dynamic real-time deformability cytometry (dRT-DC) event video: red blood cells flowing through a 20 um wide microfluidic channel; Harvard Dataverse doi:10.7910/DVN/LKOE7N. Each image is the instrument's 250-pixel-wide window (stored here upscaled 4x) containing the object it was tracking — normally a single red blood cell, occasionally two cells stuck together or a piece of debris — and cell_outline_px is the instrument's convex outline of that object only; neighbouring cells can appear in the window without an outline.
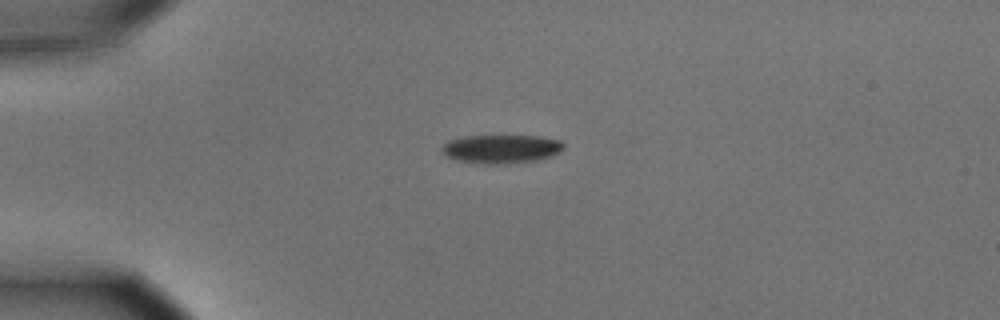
{"species": "common noctule bat (a hibernating species)", "species_latin": "Nyctalus noctula", "temperature_condition": "cold", "stored_images_in_passage": 43, "camera_frame_rate_fps": 3000, "um_per_image_px": 0.085, "animal": {"sex": "male", "body_mass_g": 15.6}, "frame": {"image": 1, "passage_image": 1, "time_ms": 0.0, "image_size_px": [1000, 320], "cell_outline_px": [[564, 148], [560, 152], [552, 156], [536, 160], [500, 164], [484, 164], [456, 160], [444, 156], [440, 152], [440, 148], [448, 140], [464, 136], [536, 136], [560, 140], [564, 144]], "centroid_in_image_um": [42.56, 12.66], "position_along_channel_um": 42.4, "area_um2": 20.46}}
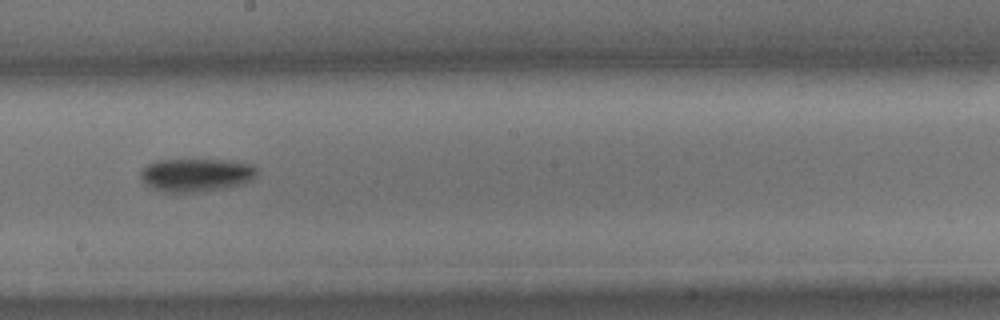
{"frame": {"image": 2, "passage_image": 19, "time_ms": 6.0, "image_size_px": [1000, 320], "cell_outline_px": [[256, 176], [240, 184], [220, 188], [196, 192], [160, 192], [152, 188], [140, 180], [140, 168], [156, 160], [232, 160], [252, 164], [256, 168]], "centroid_in_image_um": [16.6, 14.86], "position_along_channel_um": 231.6, "area_um2": 22.48}}
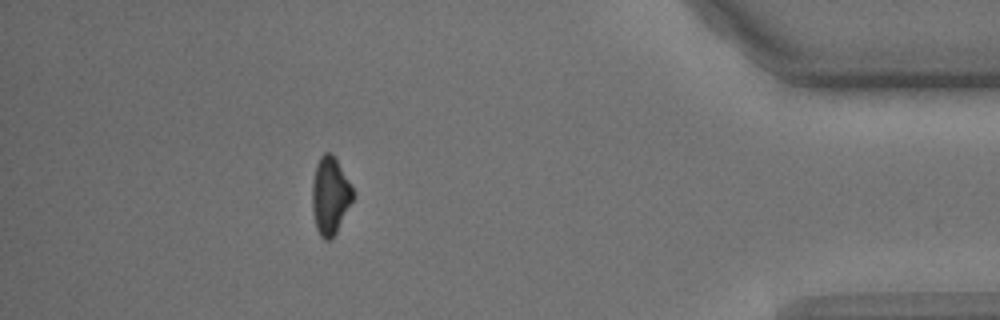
{"frame": {"image": 3, "passage_image": 37, "time_ms": 12.0, "image_size_px": [1000, 320], "cell_outline_px": [[356, 196], [336, 232], [328, 240], [324, 240], [320, 236], [316, 228], [312, 212], [312, 180], [316, 164], [320, 156], [324, 152], [332, 152], [336, 156], [356, 192]], "centroid_in_image_um": [28.09, 16.58], "position_along_channel_um": 407.1, "area_um2": 19.02}, "authors_computed_cell_mechanics": {"area_um2": 21.0392, "velocity_mm_per_s": 3.6335, "shape_relaxation_time_tau1_ms": 2.0014, "shape_relaxation_time_tau2_ms": null, "deformation_change_tau1": 0.1211, "deformation_change_tau2": null}}